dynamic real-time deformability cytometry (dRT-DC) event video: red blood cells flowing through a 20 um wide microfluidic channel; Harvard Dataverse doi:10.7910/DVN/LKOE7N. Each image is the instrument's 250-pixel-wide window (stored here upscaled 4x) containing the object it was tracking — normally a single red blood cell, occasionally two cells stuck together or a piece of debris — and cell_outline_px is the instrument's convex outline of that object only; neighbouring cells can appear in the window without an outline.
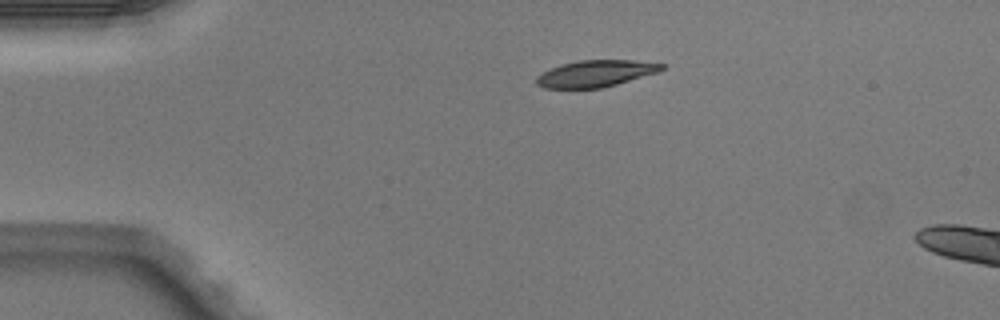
{"species": "Egyptian fruit bat (a non-hibernating species)", "species_latin": "Rousettus aegyptiacus", "temperature_condition": "warm", "stored_images_in_passage": 3, "segment_of_instrument_passage": [1, 2], "camera_frame_rate_fps": 3000, "um_per_image_px": 0.085, "animal": {"sex": "male"}, "frame": {"image": 1, "passage_image": 1, "time_ms": 0.0, "image_size_px": [1000, 320], "cell_outline_px": [[668, 64], [664, 68], [656, 72], [616, 84], [600, 88], [544, 88], [536, 84], [536, 76], [560, 64], [580, 60], [632, 60]], "centroid_in_image_um": [50.61, 6.24], "position_along_channel_um": 34.4, "area_um2": 19.25}}